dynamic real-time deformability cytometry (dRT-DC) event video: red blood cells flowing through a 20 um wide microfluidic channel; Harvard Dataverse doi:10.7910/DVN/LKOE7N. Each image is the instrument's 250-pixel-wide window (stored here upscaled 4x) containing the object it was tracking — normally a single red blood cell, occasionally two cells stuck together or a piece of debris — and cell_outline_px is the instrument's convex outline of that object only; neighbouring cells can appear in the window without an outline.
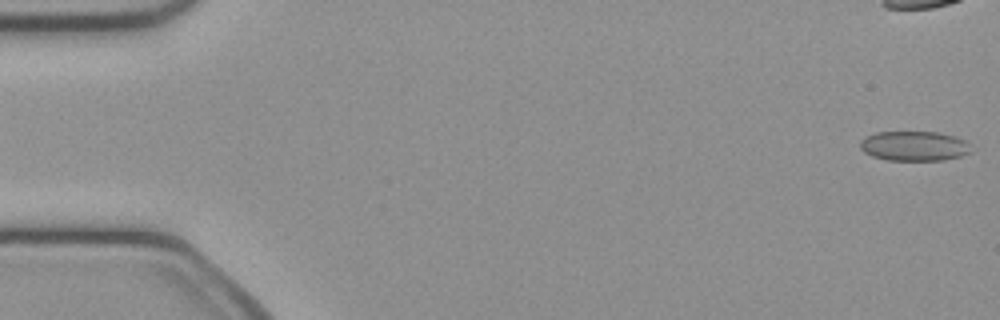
{"species": "common noctule bat (a hibernating species)", "species_latin": "Nyctalus noctula", "temperature_condition": "cold", "stored_images_in_passage": 51, "camera_frame_rate_fps": 3000, "um_per_image_px": 0.085, "animal": {"sex": "female", "body_mass_g": 21.9}, "frame": {"image": 1, "passage_image": 1, "time_ms": 0.0, "image_size_px": [1000, 320], "cell_outline_px": [[972, 152], [960, 156], [944, 160], [888, 160], [872, 156], [864, 152], [860, 148], [860, 140], [864, 136], [876, 132], [940, 132], [956, 136], [968, 140], [972, 144]], "centroid_in_image_um": [77.76, 12.4], "position_along_channel_um": 7.2, "area_um2": 19.65}}
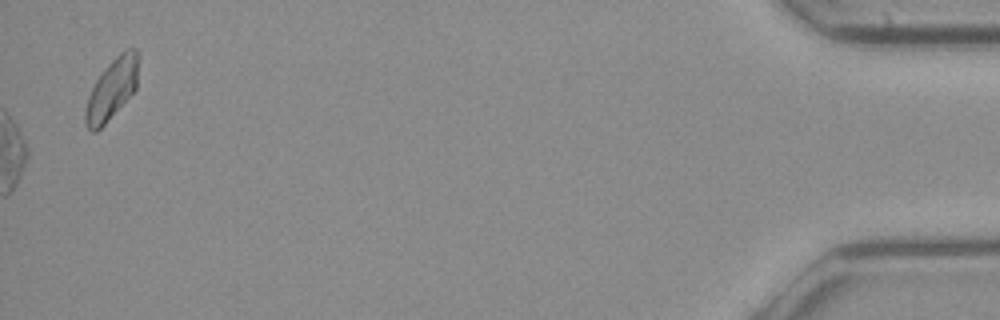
{"frame": {"image": 2, "passage_image": 51, "time_ms": 16.667, "image_size_px": [1000, 320], "cell_outline_px": [[136, 88], [104, 124], [96, 132], [92, 132], [84, 124], [84, 112], [88, 96], [96, 80], [108, 64], [124, 48], [136, 48]], "centroid_in_image_um": [9.45, 7.59], "position_along_channel_um": 425.8, "area_um2": 18.15}, "authors_computed_cell_mechanics": {"area_um2": 19.1318, "velocity_mm_per_s": 4.1017, "shape_relaxation_time_tau1_ms": null, "shape_relaxation_time_tau2_ms": 1.984, "deformation_change_tau1": null, "deformation_change_tau2": 0.0771}}